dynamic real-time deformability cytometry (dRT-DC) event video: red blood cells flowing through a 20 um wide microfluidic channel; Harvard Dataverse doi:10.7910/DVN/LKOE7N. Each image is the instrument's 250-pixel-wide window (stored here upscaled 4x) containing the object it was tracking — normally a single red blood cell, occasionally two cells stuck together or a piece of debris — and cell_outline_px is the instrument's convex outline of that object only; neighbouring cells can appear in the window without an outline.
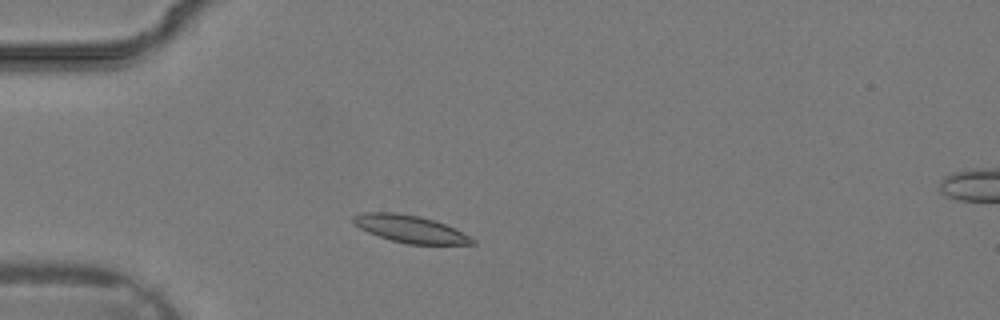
{"species": "common noctule bat (a hibernating species)", "species_latin": "Nyctalus noctula", "temperature_condition": "warm", "stored_images_in_passage": 26, "camera_frame_rate_fps": 3000, "um_per_image_px": 0.085, "animal": {"sex": "male", "body_mass_g": 19.2, "forearm_length_mm": 51.8}, "frame": {"image": 1, "passage_image": 3, "time_ms": 0.667, "image_size_px": [1000, 320], "cell_outline_px": [[476, 244], [408, 244], [392, 240], [368, 232], [360, 228], [352, 220], [352, 216], [360, 212], [396, 212], [420, 216], [444, 224], [476, 240]], "centroid_in_image_um": [34.82, 19.45], "position_along_channel_um": 50.2, "area_um2": 18.61}}
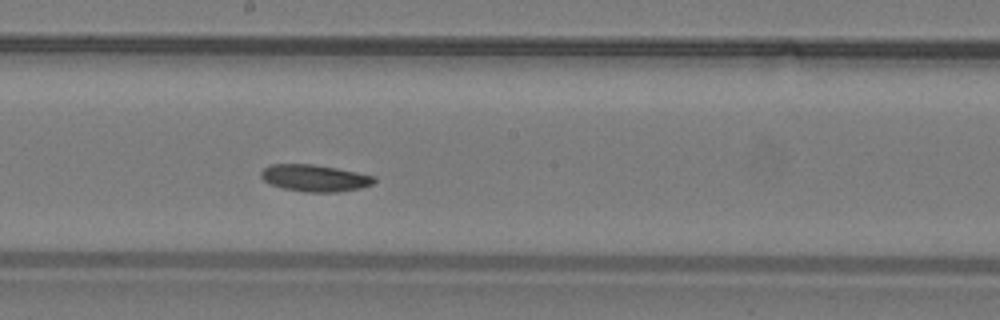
{"frame": {"image": 2, "passage_image": 13, "time_ms": 4.0, "image_size_px": [1000, 320], "cell_outline_px": [[376, 180], [372, 184], [360, 188], [336, 192], [308, 192], [284, 188], [272, 184], [264, 180], [260, 176], [260, 172], [264, 168], [272, 164], [312, 164], [336, 168], [376, 176]], "centroid_in_image_um": [26.76, 15.13], "position_along_channel_um": 221.4, "area_um2": 17.51}}
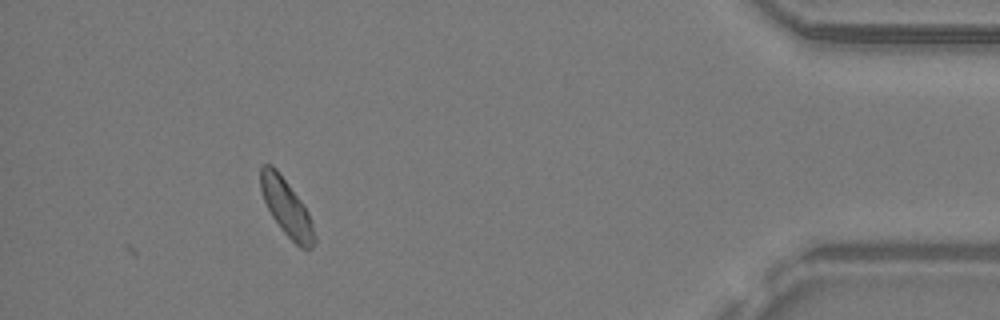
{"frame": {"image": 3, "passage_image": 26, "time_ms": 8.333, "image_size_px": [1000, 320], "cell_outline_px": [[316, 240], [312, 248], [300, 248], [280, 228], [272, 216], [264, 200], [260, 188], [260, 168], [264, 164], [272, 164], [276, 168], [304, 204], [308, 212], [316, 236]], "centroid_in_image_um": [24.36, 17.63], "position_along_channel_um": 410.8, "area_um2": 17.74}}